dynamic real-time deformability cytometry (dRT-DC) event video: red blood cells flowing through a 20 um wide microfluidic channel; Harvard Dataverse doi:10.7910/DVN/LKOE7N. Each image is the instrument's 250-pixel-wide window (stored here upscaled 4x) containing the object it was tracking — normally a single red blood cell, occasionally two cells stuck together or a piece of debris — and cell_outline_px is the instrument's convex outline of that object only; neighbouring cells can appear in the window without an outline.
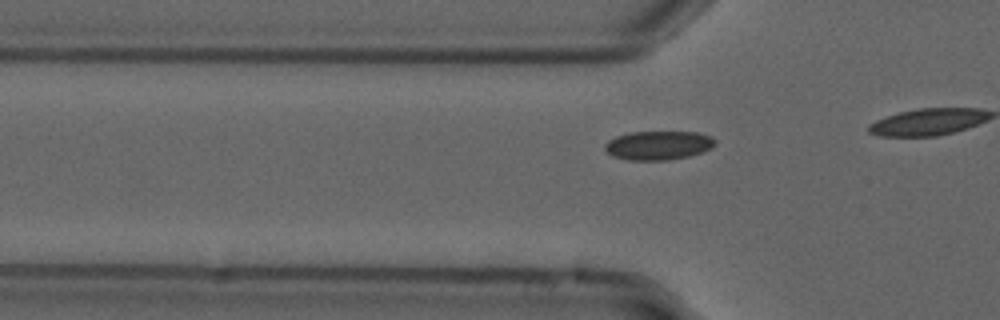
{"species": "common noctule bat (a hibernating species)", "species_latin": "Nyctalus noctula", "temperature_condition": "cold", "stored_images_in_passage": 11, "camera_frame_rate_fps": 3000, "um_per_image_px": 0.085, "animal": {"sex": "male", "forearm_length_mm": 52.5}, "frame": {"image": 1, "passage_image": 8, "time_ms": 2.333, "image_size_px": [1000, 320], "cell_outline_px": [[716, 144], [712, 148], [688, 156], [668, 160], [628, 160], [612, 156], [604, 148], [604, 144], [608, 140], [616, 136], [628, 132], [696, 132], [712, 136], [716, 140]], "centroid_in_image_um": [55.95, 12.35], "position_along_channel_um": 69.8, "area_um2": 18.67}}